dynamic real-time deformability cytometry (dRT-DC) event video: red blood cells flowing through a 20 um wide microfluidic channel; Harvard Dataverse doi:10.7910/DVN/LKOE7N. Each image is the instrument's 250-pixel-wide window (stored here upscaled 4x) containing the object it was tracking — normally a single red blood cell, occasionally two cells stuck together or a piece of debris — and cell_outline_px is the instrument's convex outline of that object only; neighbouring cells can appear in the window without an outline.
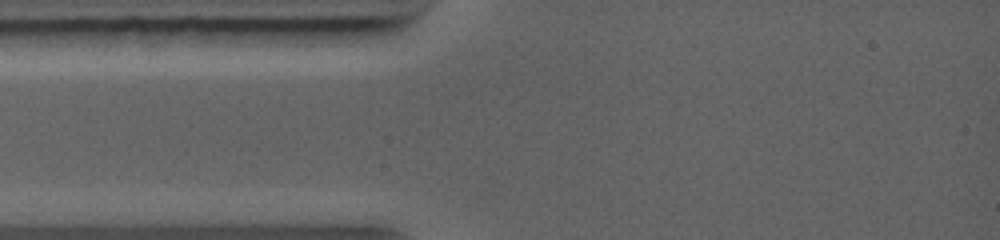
{"species": "common noctule bat (a hibernating species)", "species_latin": "Nyctalus noctula", "temperature_condition": "warm", "stored_images_in_passage": 1, "camera_frame_rate_fps": 5000, "um_per_image_px": 0.085, "animal": {"sex": "female", "body_mass_g": 19.0, "forearm_length_mm": 56.7}, "frame": {"image": 1, "passage_image": 1, "time_ms": 0.0, "image_size_px": [1000, 240], "cell_outline_px": [[588, 144], [568, 152], [560, 152], [544, 140], [532, 108], [536, 104], [556, 96], [588, 132]], "centroid_in_image_um": [47.58, 10.7], "position_along_channel_um": 37.4, "area_um2": 13.93}}